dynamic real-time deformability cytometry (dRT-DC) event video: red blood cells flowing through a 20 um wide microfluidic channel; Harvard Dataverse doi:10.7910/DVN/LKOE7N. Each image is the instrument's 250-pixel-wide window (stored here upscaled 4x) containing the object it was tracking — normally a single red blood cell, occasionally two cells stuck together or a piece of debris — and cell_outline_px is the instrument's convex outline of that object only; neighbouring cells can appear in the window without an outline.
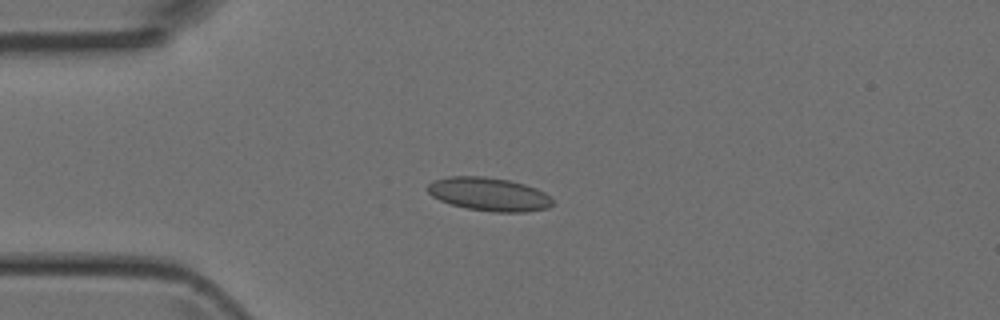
{"species": "Egyptian fruit bat (a non-hibernating species)", "species_latin": "Rousettus aegyptiacus", "temperature_condition": "room temperature", "stored_images_in_passage": 31, "camera_frame_rate_fps": 3000, "um_per_image_px": 0.085, "animal": {"sex": "female"}, "frame": {"image": 1, "passage_image": 2, "time_ms": 0.333, "image_size_px": [1000, 320], "cell_outline_px": [[552, 204], [548, 208], [524, 212], [492, 212], [468, 208], [452, 204], [440, 200], [432, 196], [424, 188], [428, 184], [436, 180], [448, 176], [484, 176], [508, 180], [524, 184], [536, 188], [544, 192], [552, 200]], "centroid_in_image_um": [41.54, 16.5], "position_along_channel_um": 43.5, "area_um2": 24.22}}
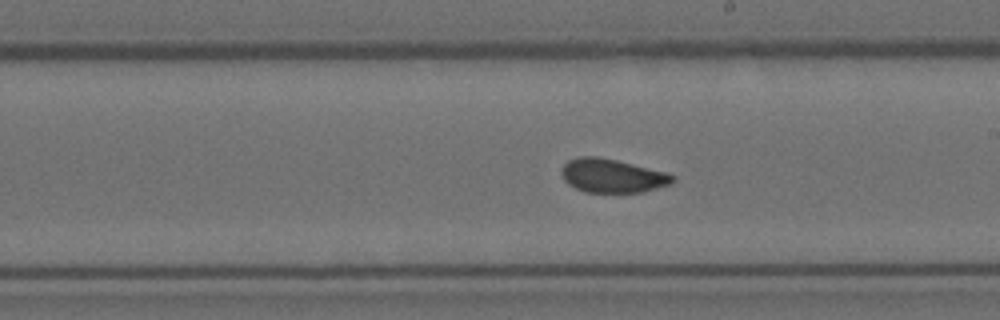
{"frame": {"image": 2, "passage_image": 17, "time_ms": 5.333, "image_size_px": [1000, 320], "cell_outline_px": [[676, 180], [668, 184], [644, 192], [584, 192], [568, 184], [564, 180], [560, 172], [560, 168], [568, 160], [580, 156], [596, 156], [616, 160], [668, 172], [676, 176]], "centroid_in_image_um": [52.03, 14.93], "position_along_channel_um": 237.0, "area_um2": 21.96}}
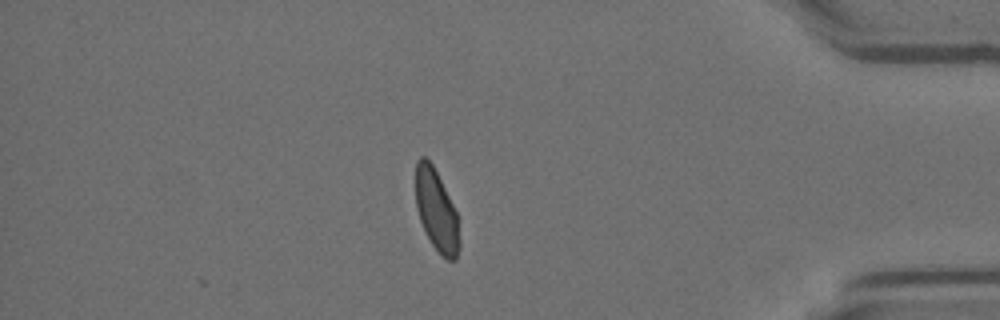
{"frame": {"image": 3, "passage_image": 31, "time_ms": 10.0, "image_size_px": [1000, 320], "cell_outline_px": [[460, 248], [456, 260], [448, 260], [432, 244], [420, 220], [416, 208], [416, 160], [420, 156], [424, 156], [432, 164], [456, 212], [460, 240]], "centroid_in_image_um": [37.09, 17.89], "position_along_channel_um": 398.1, "area_um2": 20.35}}